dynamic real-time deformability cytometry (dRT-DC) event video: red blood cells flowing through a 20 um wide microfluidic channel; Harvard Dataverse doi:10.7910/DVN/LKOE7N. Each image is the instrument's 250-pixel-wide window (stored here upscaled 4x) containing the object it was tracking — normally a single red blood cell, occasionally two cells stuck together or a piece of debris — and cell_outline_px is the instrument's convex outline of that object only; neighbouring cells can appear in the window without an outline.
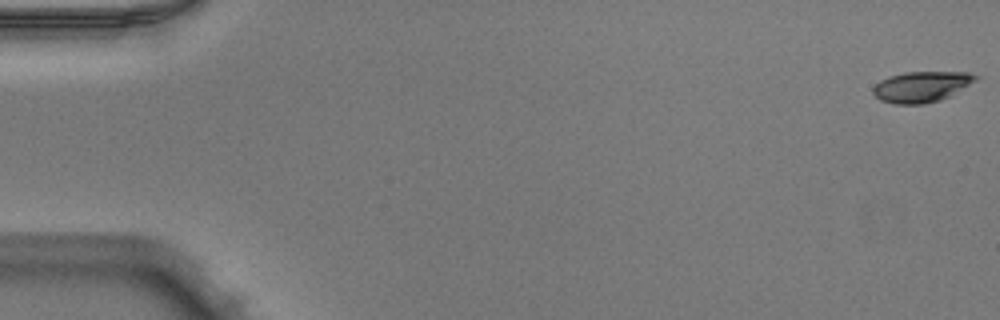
{"species": "Egyptian fruit bat (a non-hibernating species)", "species_latin": "Rousettus aegyptiacus", "temperature_condition": "warm", "stored_images_in_passage": 51, "camera_frame_rate_fps": 3000, "um_per_image_px": 0.085, "animal": {"sex": "male"}, "frame": {"image": 1, "passage_image": 1, "time_ms": 0.0, "image_size_px": [1000, 320], "cell_outline_px": [[980, 76], [976, 80], [948, 96], [940, 100], [924, 104], [892, 104], [880, 100], [872, 92], [872, 88], [880, 80], [888, 76], [904, 72], [968, 72]], "centroid_in_image_um": [78.28, 7.37], "position_along_channel_um": 6.7, "area_um2": 18.32}}
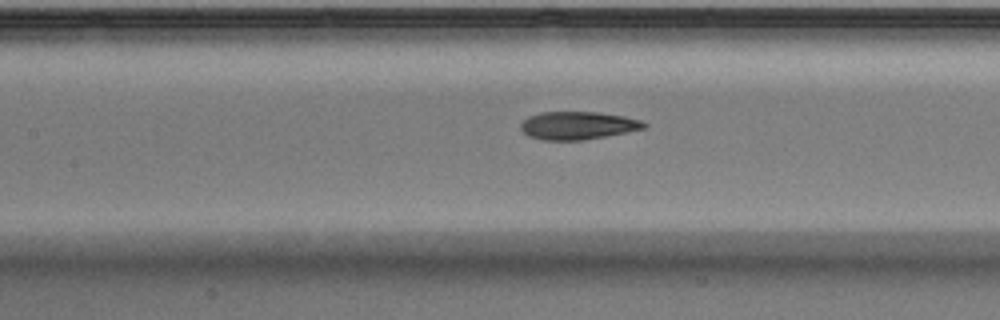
{"frame": {"image": 2, "passage_image": 24, "time_ms": 7.667, "image_size_px": [1000, 320], "cell_outline_px": [[648, 124], [644, 128], [604, 136], [580, 140], [544, 140], [528, 136], [520, 128], [520, 124], [528, 116], [540, 112], [596, 112], [624, 116], [640, 120]], "centroid_in_image_um": [49.07, 10.66], "position_along_channel_um": 158.3, "area_um2": 19.83}}
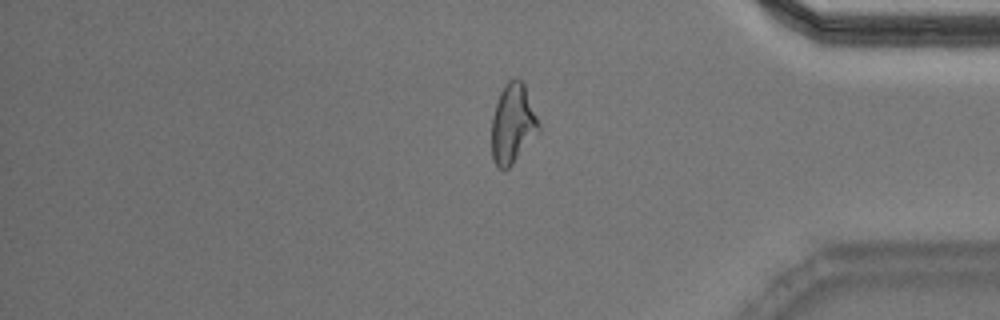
{"frame": {"image": 3, "passage_image": 43, "time_ms": 14.0, "image_size_px": [1000, 320], "cell_outline_px": [[540, 132], [512, 164], [504, 172], [496, 164], [492, 156], [492, 116], [500, 92], [508, 80], [516, 76], [524, 84], [540, 124]], "centroid_in_image_um": [43.59, 10.52], "position_along_channel_um": 391.6, "area_um2": 21.85}, "authors_computed_cell_mechanics": {"area_um2": 20.4034, "velocity_mm_per_s": 4.0117, "shape_relaxation_time_tau1_ms": 10.7906, "shape_relaxation_time_tau2_ms": 1.737, "deformation_change_tau1": 0.2939, "deformation_change_tau2": 0.0919}}